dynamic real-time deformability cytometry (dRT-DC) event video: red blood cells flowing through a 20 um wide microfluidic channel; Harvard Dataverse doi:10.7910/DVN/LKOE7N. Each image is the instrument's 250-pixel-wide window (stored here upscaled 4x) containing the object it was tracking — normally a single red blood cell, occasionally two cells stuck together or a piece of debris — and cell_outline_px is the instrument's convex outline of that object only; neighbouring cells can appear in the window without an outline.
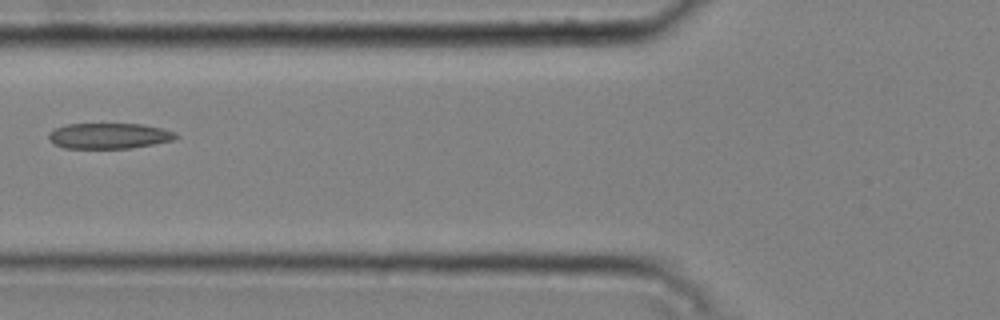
{"species": "common noctule bat (a hibernating species)", "species_latin": "Nyctalus noctula", "temperature_condition": "cold", "stored_images_in_passage": 8, "camera_frame_rate_fps": 3000, "um_per_image_px": 0.085, "animal": {"sex": "male", "body_mass_g": 20.4}, "frame": {"image": 1, "passage_image": 7, "time_ms": 2.0, "image_size_px": [1000, 320], "cell_outline_px": [[180, 136], [176, 140], [132, 148], [64, 148], [52, 144], [48, 136], [56, 128], [68, 124], [144, 124], [164, 128], [176, 132]], "centroid_in_image_um": [9.35, 11.55], "position_along_channel_um": 116.4, "area_um2": 19.19}}
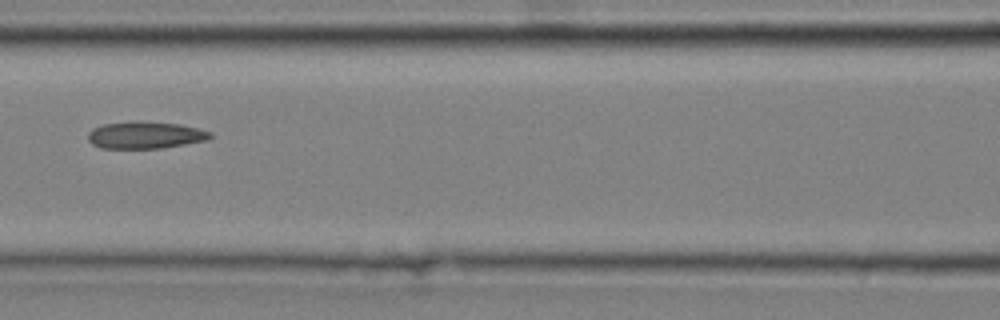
{"frame": {"image": 2, "passage_image": 8, "time_ms": 2.333, "image_size_px": [1000, 320], "cell_outline_px": [[216, 136], [208, 140], [160, 148], [100, 148], [92, 144], [88, 140], [88, 132], [92, 128], [104, 124], [140, 120], [180, 124], [200, 128], [212, 132]], "centroid_in_image_um": [12.39, 11.47], "position_along_channel_um": 154.2, "area_um2": 19.59}}